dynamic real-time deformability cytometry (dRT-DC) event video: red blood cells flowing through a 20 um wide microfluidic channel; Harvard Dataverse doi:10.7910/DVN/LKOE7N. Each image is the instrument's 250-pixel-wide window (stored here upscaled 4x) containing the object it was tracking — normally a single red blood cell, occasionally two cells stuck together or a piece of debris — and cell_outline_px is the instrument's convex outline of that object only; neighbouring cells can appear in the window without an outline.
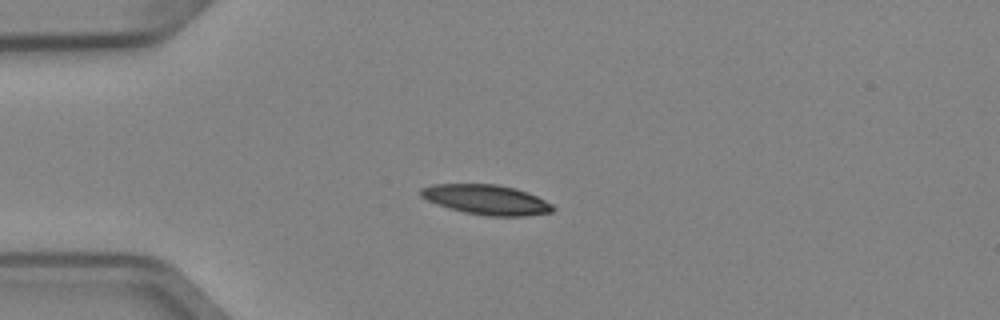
{"species": "Egyptian fruit bat (a non-hibernating species)", "species_latin": "Rousettus aegyptiacus", "temperature_condition": "cold", "stored_images_in_passage": 39, "camera_frame_rate_fps": 3000, "um_per_image_px": 0.085, "animal": {"sex": "female"}, "frame": {"image": 1, "passage_image": 1, "time_ms": 0.0, "image_size_px": [1000, 320], "cell_outline_px": [[556, 208], [552, 212], [524, 216], [488, 216], [464, 212], [436, 204], [420, 196], [420, 188], [432, 184], [496, 184], [516, 188], [528, 192], [552, 204]], "centroid_in_image_um": [41.35, 16.97], "position_along_channel_um": 43.7, "area_um2": 23.0}}
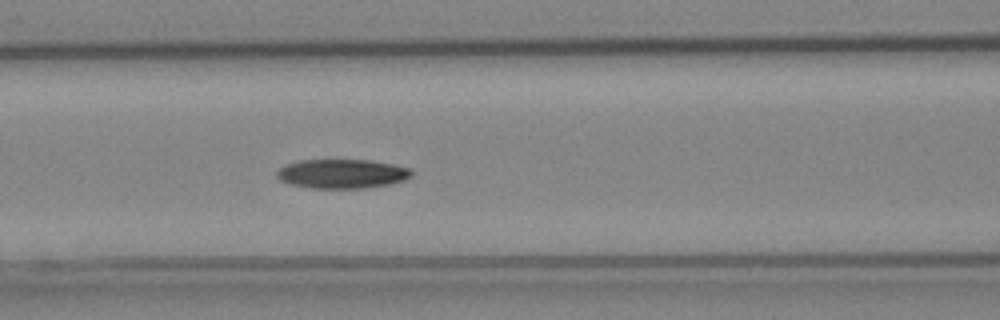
{"frame": {"image": 2, "passage_image": 10, "time_ms": 3.0, "image_size_px": [1000, 320], "cell_outline_px": [[412, 176], [404, 180], [392, 184], [364, 188], [308, 188], [292, 184], [280, 180], [276, 176], [276, 172], [280, 168], [288, 164], [300, 160], [368, 160], [392, 164], [408, 168], [412, 172]], "centroid_in_image_um": [29.08, 14.77], "position_along_channel_um": 137.5, "area_um2": 22.83}}
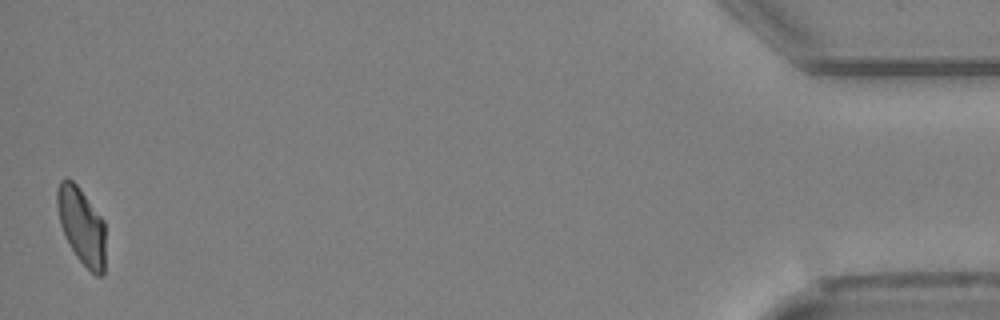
{"frame": {"image": 3, "passage_image": 39, "time_ms": 12.667, "image_size_px": [1000, 320], "cell_outline_px": [[104, 272], [100, 276], [96, 276], [76, 256], [60, 224], [56, 204], [56, 188], [60, 180], [64, 176], [68, 176], [76, 184], [104, 220]], "centroid_in_image_um": [6.91, 19.13], "position_along_channel_um": 428.3, "area_um2": 21.44}, "authors_computed_cell_mechanics": {"area_um2": 22.8888, "velocity_mm_per_s": 3.9471, "shape_relaxation_time_tau1_ms": 5.5226, "shape_relaxation_time_tau2_ms": null, "deformation_change_tau1": 0.1472, "deformation_change_tau2": null}}